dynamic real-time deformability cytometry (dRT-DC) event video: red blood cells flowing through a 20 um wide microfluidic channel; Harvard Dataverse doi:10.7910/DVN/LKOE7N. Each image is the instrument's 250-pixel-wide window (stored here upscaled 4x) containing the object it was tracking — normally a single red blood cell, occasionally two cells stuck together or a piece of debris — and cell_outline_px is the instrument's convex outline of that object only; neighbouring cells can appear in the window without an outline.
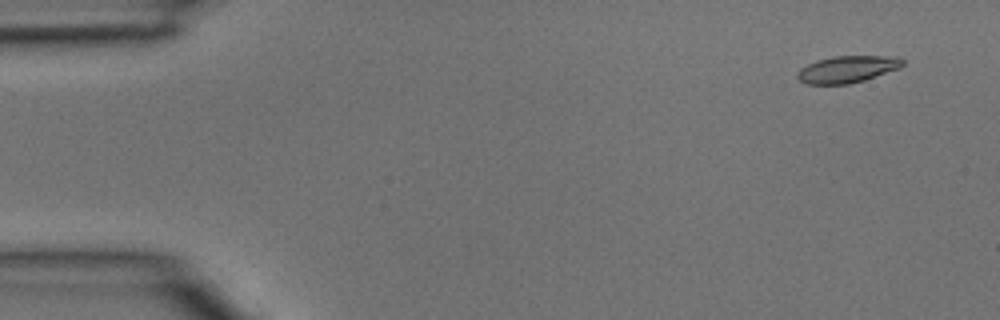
{"species": "common noctule bat (a hibernating species)", "species_latin": "Nyctalus noctula", "temperature_condition": "room temperature", "stored_images_in_passage": 3, "camera_frame_rate_fps": 3000, "um_per_image_px": 0.085, "animal": {"sex": "male", "body_mass_g": 15.6}, "frame": {"image": 1, "passage_image": 1, "time_ms": 0.0, "image_size_px": [1000, 320], "cell_outline_px": [[904, 64], [900, 68], [864, 80], [848, 84], [808, 84], [800, 80], [796, 76], [796, 72], [800, 68], [816, 60], [832, 56], [900, 56], [904, 60]], "centroid_in_image_um": [72.03, 5.87], "position_along_channel_um": 13.0, "area_um2": 16.59}}